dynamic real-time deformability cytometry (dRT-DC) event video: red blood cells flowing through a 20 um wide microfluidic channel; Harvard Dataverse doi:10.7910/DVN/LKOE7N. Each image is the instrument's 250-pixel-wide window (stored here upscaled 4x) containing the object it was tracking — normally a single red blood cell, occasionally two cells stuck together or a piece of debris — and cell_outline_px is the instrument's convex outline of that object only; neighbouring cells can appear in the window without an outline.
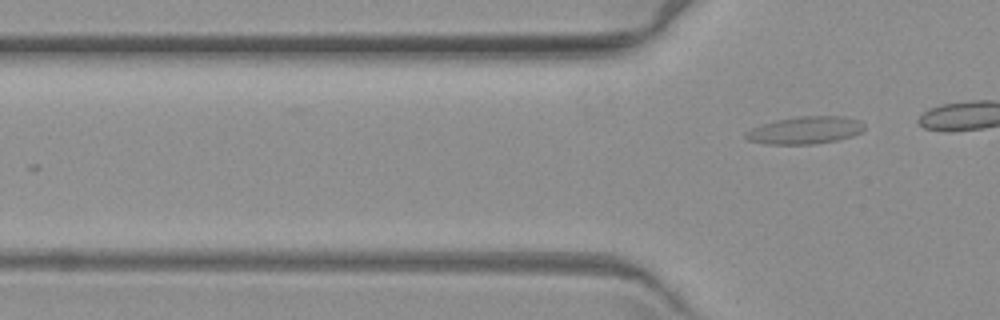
{"species": "common noctule bat (a hibernating species)", "species_latin": "Nyctalus noctula", "temperature_condition": "warm", "stored_images_in_passage": 4, "segment_of_instrument_passage": [2, 2], "camera_frame_rate_fps": 3000, "um_per_image_px": 0.085, "animal": {"sex": "female", "body_mass_g": 19.3, "forearm_length_mm": 54.1}, "frame": {"image": 1, "passage_image": 4, "time_ms": 4.333, "image_size_px": [1000, 320], "cell_outline_px": [[864, 128], [860, 132], [852, 136], [836, 140], [816, 144], [764, 144], [748, 140], [744, 136], [744, 132], [760, 124], [776, 120], [796, 116], [844, 116], [860, 120], [864, 124]], "centroid_in_image_um": [68.41, 11.06], "position_along_channel_um": 57.4, "area_um2": 19.13}}